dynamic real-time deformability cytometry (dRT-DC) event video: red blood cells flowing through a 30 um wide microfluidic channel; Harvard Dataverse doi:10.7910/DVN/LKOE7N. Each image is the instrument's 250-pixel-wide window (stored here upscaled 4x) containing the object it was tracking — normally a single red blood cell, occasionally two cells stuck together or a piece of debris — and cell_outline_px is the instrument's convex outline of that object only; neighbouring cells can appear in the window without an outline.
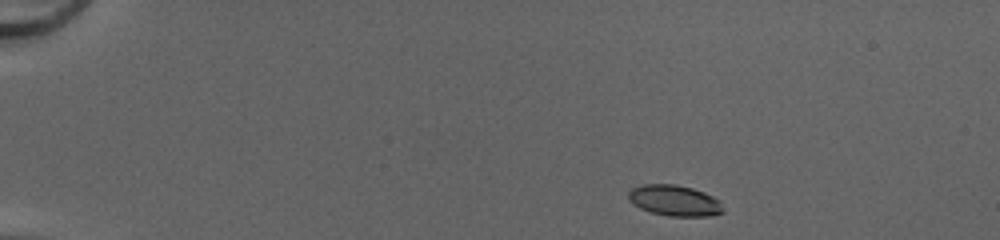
{"species": "common noctule bat (a hibernating species)", "species_latin": "Nyctalus noctula", "temperature_condition": "cold", "stored_images_in_passage": 43, "camera_frame_rate_fps": 3000, "um_per_image_px": 0.085, "animal": {"sex": "female", "body_mass_g": 20.0, "forearm_length_mm": 54.0}, "frame": {"image": 1, "passage_image": 1, "time_ms": 0.0, "image_size_px": [1000, 240], "cell_outline_px": [[724, 212], [712, 216], [668, 216], [652, 212], [640, 208], [632, 204], [628, 200], [628, 192], [632, 188], [644, 184], [676, 184], [692, 188], [704, 192], [720, 200], [724, 208]], "centroid_in_image_um": [57.35, 17.05], "position_along_channel_um": 27.7, "area_um2": 17.22}}
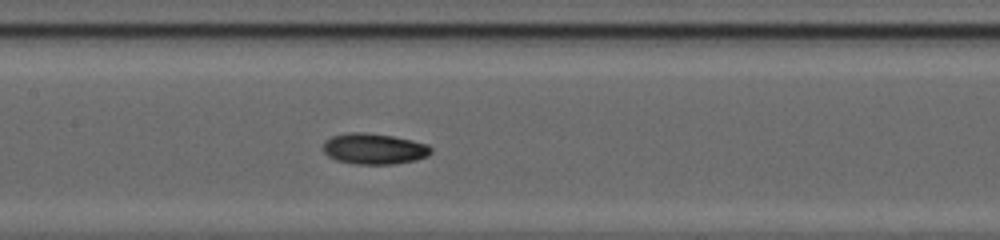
{"frame": {"image": 2, "passage_image": 19, "time_ms": 6.0, "image_size_px": [1000, 240], "cell_outline_px": [[432, 152], [428, 156], [416, 160], [396, 164], [356, 164], [336, 160], [328, 156], [324, 152], [324, 140], [332, 136], [348, 132], [364, 132], [392, 136], [412, 140], [428, 144], [432, 148]], "centroid_in_image_um": [31.81, 12.65], "position_along_channel_um": 175.6, "area_um2": 19.54}}
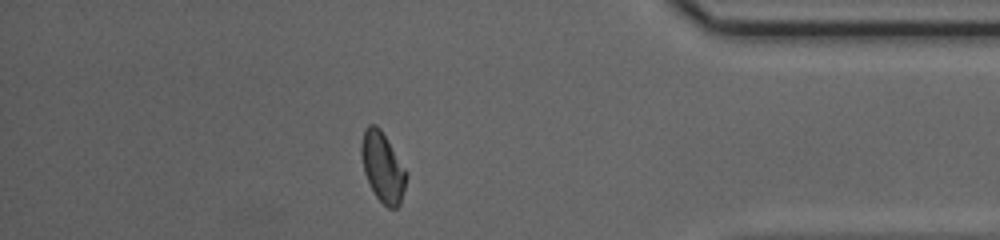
{"frame": {"image": 3, "passage_image": 37, "time_ms": 12.0, "image_size_px": [1000, 240], "cell_outline_px": [[408, 176], [400, 204], [396, 208], [388, 208], [376, 196], [364, 172], [360, 152], [360, 144], [364, 128], [368, 124], [376, 124], [380, 128], [408, 172]], "centroid_in_image_um": [32.53, 14.17], "position_along_channel_um": 402.7, "area_um2": 18.38}, "authors_computed_cell_mechanics": {"area_um2": 18.207, "velocity_mm_per_s": 4.2174, "shape_relaxation_time_tau1_ms": 4.3536, "shape_relaxation_time_tau2_ms": 3.0954, "deformation_change_tau1": 0.1299, "deformation_change_tau2": 0.0718}}